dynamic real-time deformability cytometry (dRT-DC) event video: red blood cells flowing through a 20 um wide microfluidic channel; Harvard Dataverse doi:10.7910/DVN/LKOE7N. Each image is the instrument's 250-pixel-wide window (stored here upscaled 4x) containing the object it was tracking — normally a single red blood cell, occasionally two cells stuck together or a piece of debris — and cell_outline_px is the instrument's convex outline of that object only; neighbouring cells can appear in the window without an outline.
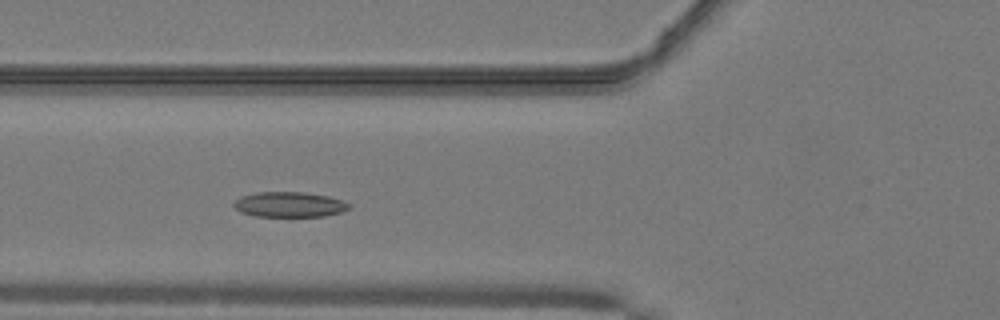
{"species": "common noctule bat (a hibernating species)", "species_latin": "Nyctalus noctula", "temperature_condition": "warm", "stored_images_in_passage": 42, "camera_frame_rate_fps": 3000, "um_per_image_px": 0.085, "animal": {"sex": "male", "body_mass_g": 19.2, "forearm_length_mm": 51.8}, "frame": {"image": 1, "passage_image": 11, "time_ms": 3.333, "image_size_px": [1000, 320], "cell_outline_px": [[352, 204], [348, 208], [340, 212], [324, 216], [256, 216], [240, 212], [232, 204], [240, 196], [256, 192], [304, 192], [328, 196]], "centroid_in_image_um": [24.57, 17.37], "position_along_channel_um": 101.2, "area_um2": 16.82}}
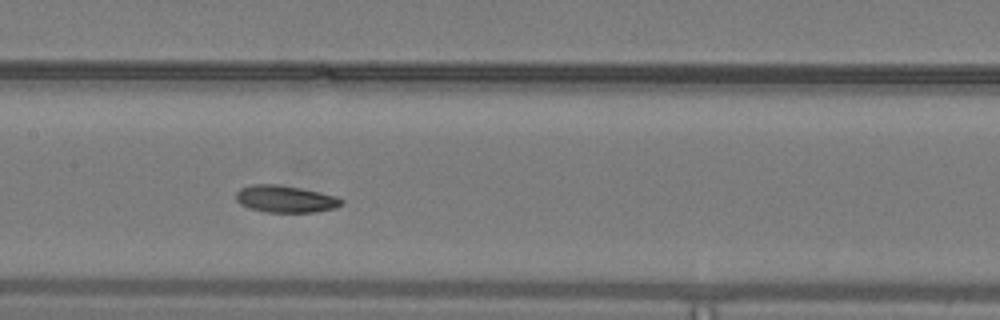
{"frame": {"image": 2, "passage_image": 17, "time_ms": 5.333, "image_size_px": [1000, 320], "cell_outline_px": [[344, 204], [336, 208], [316, 212], [264, 212], [248, 208], [240, 204], [236, 200], [236, 192], [240, 188], [252, 184], [280, 184], [300, 188], [336, 196], [344, 200]], "centroid_in_image_um": [24.25, 16.91], "position_along_channel_um": 183.1, "area_um2": 16.82}}
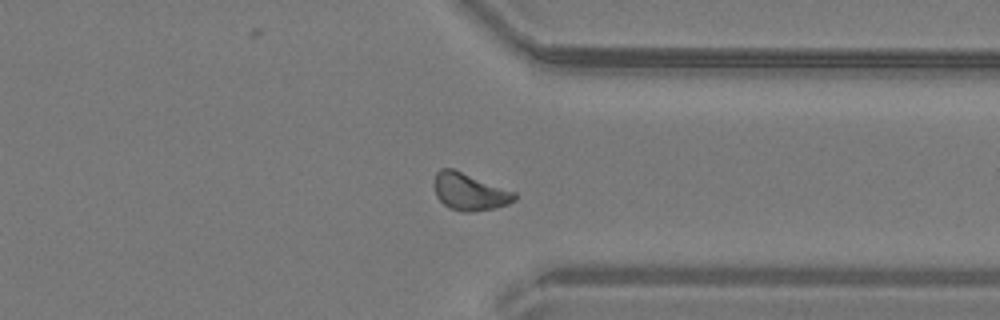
{"frame": {"image": 3, "passage_image": 31, "time_ms": 10.0, "image_size_px": [1000, 320], "cell_outline_px": [[516, 200], [508, 204], [496, 208], [472, 212], [464, 212], [448, 208], [436, 196], [432, 184], [436, 172], [440, 168], [452, 168], [516, 192]], "centroid_in_image_um": [39.89, 16.3], "position_along_channel_um": 371.5, "area_um2": 17.63}}